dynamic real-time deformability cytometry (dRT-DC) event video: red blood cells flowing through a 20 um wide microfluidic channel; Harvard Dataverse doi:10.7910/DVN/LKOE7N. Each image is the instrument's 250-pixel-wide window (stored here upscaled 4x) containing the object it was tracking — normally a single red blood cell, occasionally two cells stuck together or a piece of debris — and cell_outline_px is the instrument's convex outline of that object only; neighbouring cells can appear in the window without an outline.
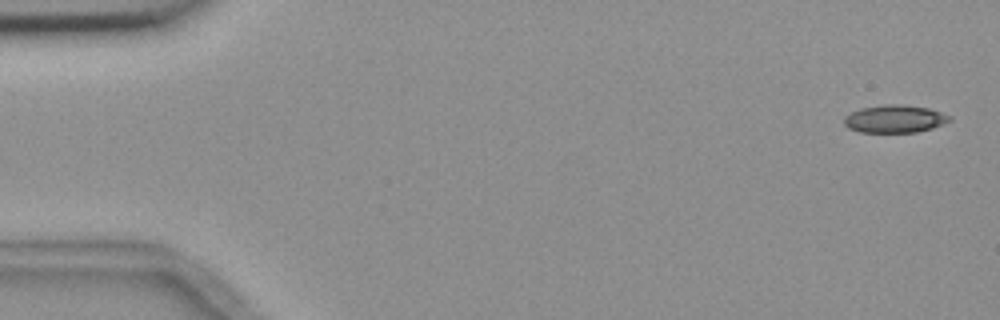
{"species": "common noctule bat (a hibernating species)", "species_latin": "Nyctalus noctula", "temperature_condition": "room temperature", "stored_images_in_passage": 5, "segment_of_instrument_passage": [1, 2], "camera_frame_rate_fps": 3000, "um_per_image_px": 0.085, "animal": {"sex": "female", "body_mass_g": 18.4}, "frame": {"image": 1, "passage_image": 1, "time_ms": 0.0, "image_size_px": [1000, 320], "cell_outline_px": [[952, 120], [932, 128], [916, 132], [860, 132], [848, 128], [844, 124], [844, 116], [860, 108], [884, 104], [900, 104], [928, 108], [952, 116]], "centroid_in_image_um": [76.04, 10.1], "position_along_channel_um": 9.0, "area_um2": 17.05}}